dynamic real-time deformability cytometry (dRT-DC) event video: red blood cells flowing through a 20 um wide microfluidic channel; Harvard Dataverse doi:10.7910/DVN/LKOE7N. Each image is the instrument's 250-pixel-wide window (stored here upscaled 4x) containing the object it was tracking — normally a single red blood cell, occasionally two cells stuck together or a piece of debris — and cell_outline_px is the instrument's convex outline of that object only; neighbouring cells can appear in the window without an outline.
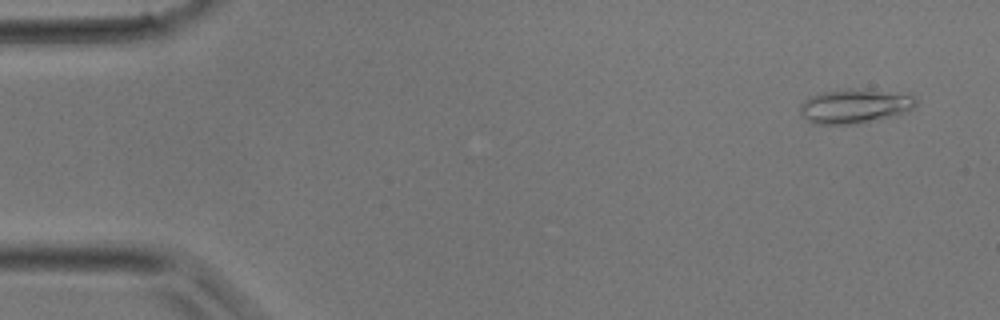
{"species": "common noctule bat (a hibernating species)", "species_latin": "Nyctalus noctula", "temperature_condition": "room temperature", "stored_images_in_passage": 38, "camera_frame_rate_fps": 3000, "um_per_image_px": 0.085, "animal": {"sex": "male", "body_mass_g": 17.9}, "frame": {"image": 1, "passage_image": 2, "time_ms": 0.333, "image_size_px": [1000, 320], "cell_outline_px": [[916, 104], [912, 108], [896, 116], [856, 124], [812, 124], [800, 112], [800, 104], [804, 100], [812, 96], [824, 92], [864, 88], [912, 96], [916, 100]], "centroid_in_image_um": [72.64, 9.04], "position_along_channel_um": 12.4, "area_um2": 22.83}}
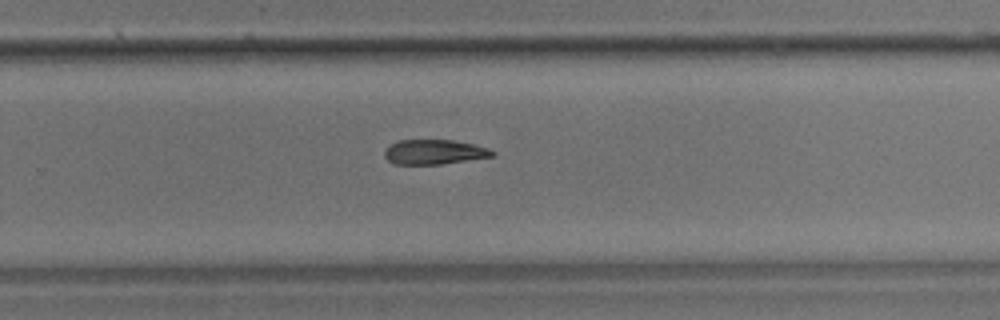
{"frame": {"image": 2, "passage_image": 25, "time_ms": 8.0, "image_size_px": [1000, 320], "cell_outline_px": [[496, 156], [440, 164], [392, 164], [384, 156], [384, 152], [388, 144], [400, 140], [452, 140], [472, 144], [488, 148], [496, 152]], "centroid_in_image_um": [36.89, 12.92], "position_along_channel_um": 292.9, "area_um2": 15.61}}
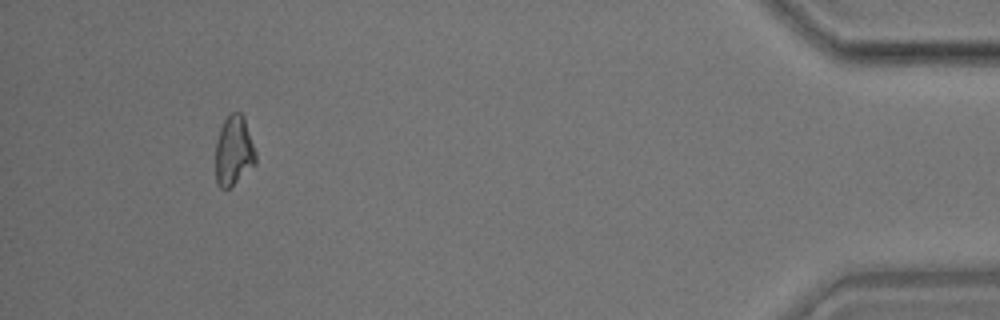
{"frame": {"image": 3, "passage_image": 36, "time_ms": 11.667, "image_size_px": [1000, 320], "cell_outline_px": [[256, 164], [228, 188], [220, 188], [216, 184], [216, 140], [220, 128], [224, 120], [232, 112], [240, 112], [244, 116], [256, 152]], "centroid_in_image_um": [19.87, 12.8], "position_along_channel_um": 415.3, "area_um2": 16.3}}